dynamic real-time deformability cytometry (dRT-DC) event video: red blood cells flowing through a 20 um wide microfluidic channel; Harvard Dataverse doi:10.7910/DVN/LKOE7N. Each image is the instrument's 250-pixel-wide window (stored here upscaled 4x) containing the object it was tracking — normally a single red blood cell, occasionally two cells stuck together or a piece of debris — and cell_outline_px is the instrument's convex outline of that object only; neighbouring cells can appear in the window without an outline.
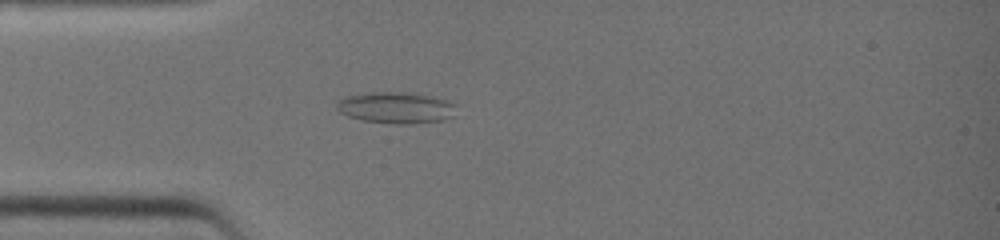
{"species": "common noctule bat (a hibernating species)", "species_latin": "Nyctalus noctula", "temperature_condition": "warm", "stored_images_in_passage": 40, "camera_frame_rate_fps": 3000, "um_per_image_px": 0.085, "animal": {"sex": "female", "body_mass_g": 19.0, "forearm_length_mm": 51.5}, "frame": {"image": 1, "passage_image": 12, "time_ms": 3.667, "image_size_px": [1000, 240], "cell_outline_px": [[456, 116], [444, 120], [408, 124], [400, 124], [364, 120], [348, 116], [340, 112], [336, 108], [336, 104], [344, 96], [372, 92], [404, 92], [432, 96], [448, 100], [456, 104]], "centroid_in_image_um": [33.72, 9.15], "position_along_channel_um": 51.3, "area_um2": 21.96}}
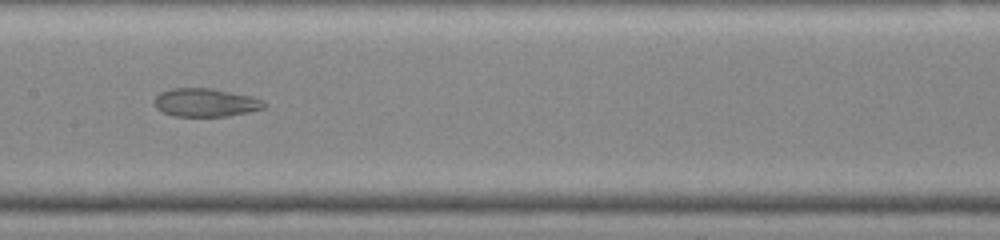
{"frame": {"image": 2, "passage_image": 21, "time_ms": 6.667, "image_size_px": [1000, 240], "cell_outline_px": [[268, 104], [264, 108], [248, 112], [224, 116], [176, 116], [164, 112], [156, 108], [156, 96], [160, 92], [172, 88], [212, 88], [252, 96], [264, 100]], "centroid_in_image_um": [17.52, 8.7], "position_along_channel_um": 189.9, "area_um2": 18.03}}
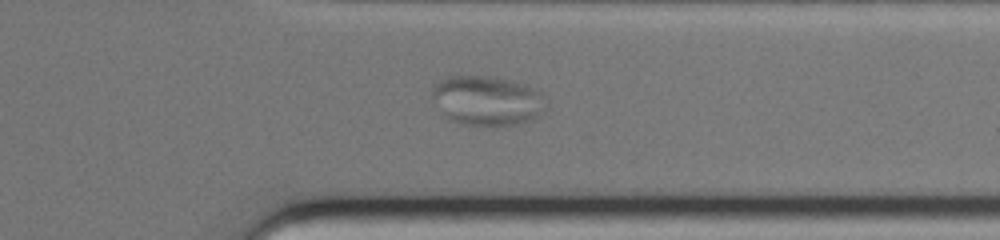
{"frame": {"image": 3, "passage_image": 32, "time_ms": 10.333, "image_size_px": [1000, 240], "cell_outline_px": [[548, 108], [536, 120], [516, 124], [464, 124], [448, 120], [432, 96], [432, 88], [440, 80], [448, 76], [492, 76], [524, 84], [540, 92], [548, 100]], "centroid_in_image_um": [41.48, 8.55], "position_along_channel_um": 369.9, "area_um2": 32.95}}